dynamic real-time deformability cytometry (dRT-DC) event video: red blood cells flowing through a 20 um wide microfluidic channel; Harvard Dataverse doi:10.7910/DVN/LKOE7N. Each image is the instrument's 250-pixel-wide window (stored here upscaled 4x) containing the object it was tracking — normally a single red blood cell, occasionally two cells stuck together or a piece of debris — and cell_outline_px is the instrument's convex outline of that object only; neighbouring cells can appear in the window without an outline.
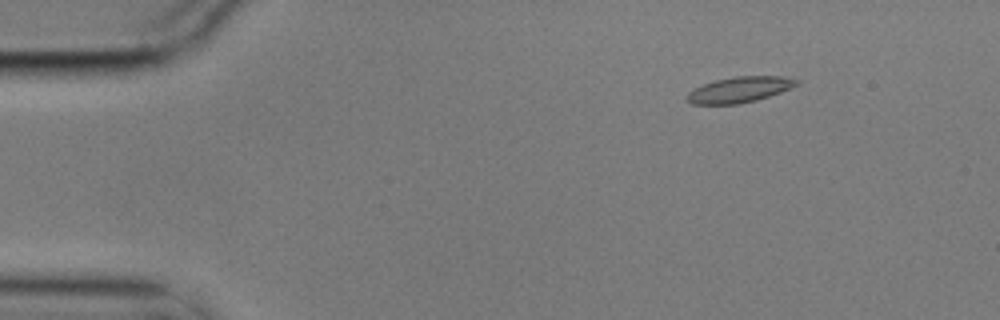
{"species": "common noctule bat (a hibernating species)", "species_latin": "Nyctalus noctula", "temperature_condition": "cold", "stored_images_in_passage": 9, "camera_frame_rate_fps": 3000, "um_per_image_px": 0.085, "animal": {"sex": "male", "body_mass_g": 17.9}, "frame": {"image": 1, "passage_image": 1, "time_ms": 0.0, "image_size_px": [1000, 320], "cell_outline_px": [[800, 84], [780, 92], [756, 100], [736, 104], [692, 104], [688, 100], [688, 92], [704, 84], [716, 80], [736, 76], [780, 76], [800, 80]], "centroid_in_image_um": [62.9, 7.61], "position_along_channel_um": 22.1, "area_um2": 16.13}}
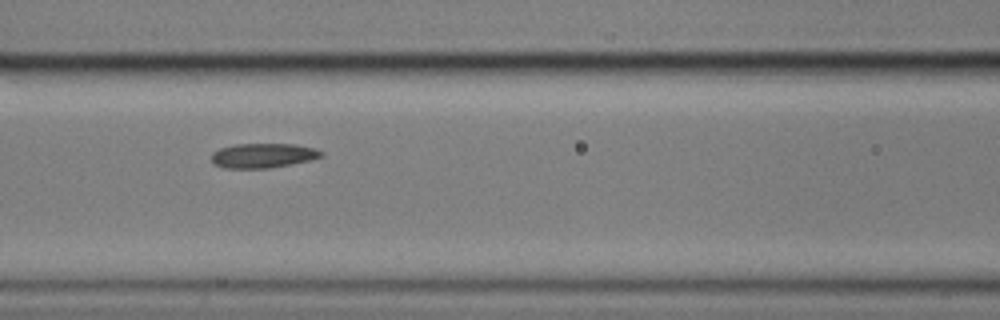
{"frame": {"image": 2, "passage_image": 6, "time_ms": 1.667, "image_size_px": [1000, 320], "cell_outline_px": [[324, 156], [308, 160], [268, 168], [224, 168], [212, 164], [212, 152], [220, 148], [236, 144], [296, 144], [316, 148], [324, 152]], "centroid_in_image_um": [22.35, 13.21], "position_along_channel_um": 144.3, "area_um2": 15.72}}
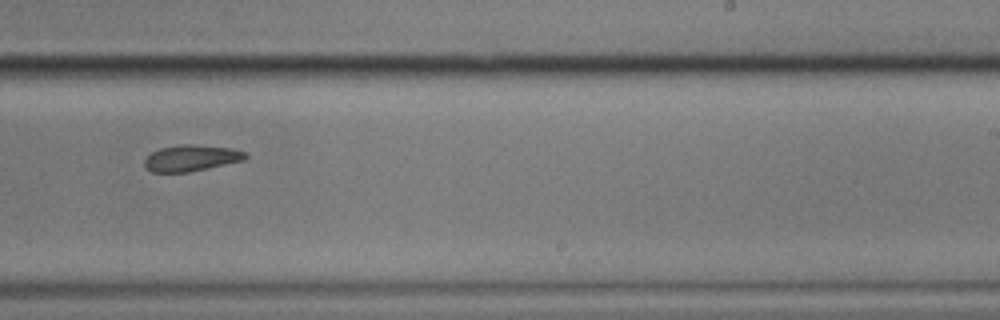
{"frame": {"image": 3, "passage_image": 9, "time_ms": 2.667, "image_size_px": [1000, 320], "cell_outline_px": [[248, 156], [244, 160], [208, 168], [188, 172], [152, 172], [144, 164], [144, 160], [152, 152], [160, 148], [180, 144], [192, 144], [232, 148], [244, 152]], "centroid_in_image_um": [16.26, 13.43], "position_along_channel_um": 272.7, "area_um2": 15.32}}